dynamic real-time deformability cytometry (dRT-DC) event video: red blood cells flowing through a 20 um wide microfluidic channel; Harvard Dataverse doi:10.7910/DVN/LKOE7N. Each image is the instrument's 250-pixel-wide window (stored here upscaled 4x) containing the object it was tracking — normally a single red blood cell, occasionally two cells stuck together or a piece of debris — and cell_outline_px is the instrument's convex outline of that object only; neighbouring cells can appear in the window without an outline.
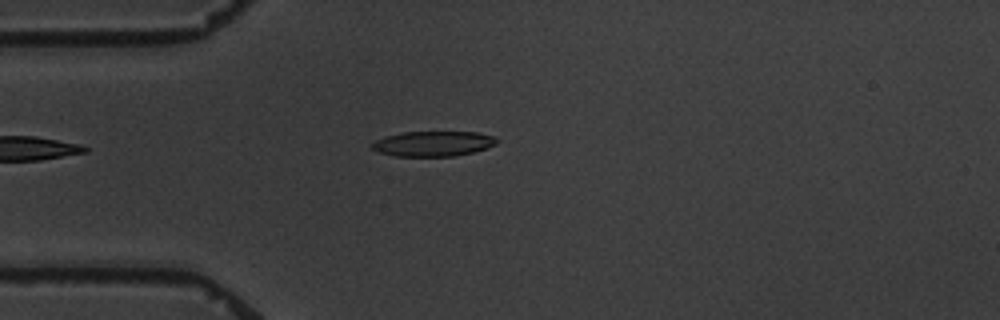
{"species": "common noctule bat (a hibernating species)", "species_latin": "Nyctalus noctula", "temperature_condition": "warm", "stored_images_in_passage": 1, "camera_frame_rate_fps": 3000, "um_per_image_px": 0.085, "animal": {"sex": "male", "body_mass_g": 19.5, "forearm_length_mm": 54.6}, "frame": {"image": 1, "passage_image": 1, "time_ms": 0.0, "image_size_px": [1000, 320], "cell_outline_px": [[500, 140], [496, 144], [488, 148], [456, 156], [396, 156], [380, 152], [372, 148], [372, 144], [376, 140], [400, 132], [476, 132], [496, 136]], "centroid_in_image_um": [36.9, 12.21], "position_along_channel_um": 48.1, "area_um2": 18.26}}